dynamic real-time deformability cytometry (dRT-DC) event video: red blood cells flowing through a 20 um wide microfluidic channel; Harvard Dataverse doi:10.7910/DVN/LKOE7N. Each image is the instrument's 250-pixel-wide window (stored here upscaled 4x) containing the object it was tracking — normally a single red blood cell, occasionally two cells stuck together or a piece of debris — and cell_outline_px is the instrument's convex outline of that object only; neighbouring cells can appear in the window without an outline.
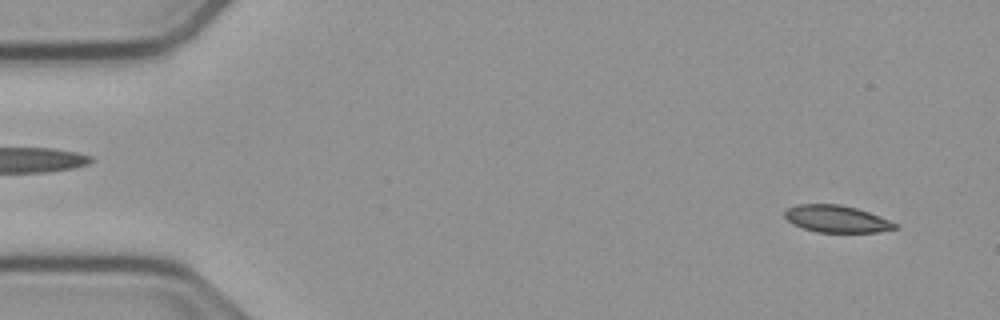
{"species": "common noctule bat (a hibernating species)", "species_latin": "Nyctalus noctula", "temperature_condition": "cold", "stored_images_in_passage": 54, "camera_frame_rate_fps": 3000, "um_per_image_px": 0.085, "animal": {"sex": "male", "body_mass_g": 23.1, "forearm_length_mm": 52.7}, "frame": {"image": 1, "passage_image": 3, "time_ms": 0.667, "image_size_px": [1000, 320], "cell_outline_px": [[900, 228], [880, 232], [816, 232], [792, 224], [784, 216], [784, 212], [788, 208], [796, 204], [840, 204], [856, 208], [880, 216], [900, 224]], "centroid_in_image_um": [71.15, 18.61], "position_along_channel_um": 13.8, "area_um2": 17.57}}
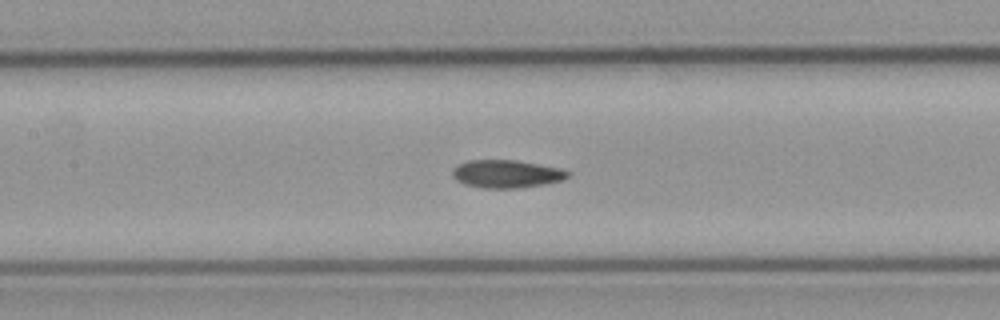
{"frame": {"image": 2, "passage_image": 24, "time_ms": 7.667, "image_size_px": [1000, 320], "cell_outline_px": [[572, 172], [564, 180], [544, 184], [520, 188], [480, 188], [464, 184], [456, 180], [452, 176], [452, 168], [468, 160], [516, 160], [560, 168]], "centroid_in_image_um": [43.05, 14.78], "position_along_channel_um": 164.3, "area_um2": 18.9}}
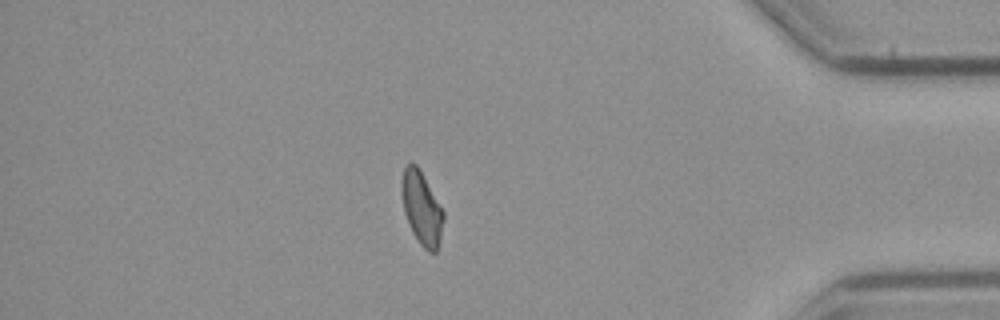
{"frame": {"image": 3, "passage_image": 46, "time_ms": 15.0, "image_size_px": [1000, 320], "cell_outline_px": [[444, 220], [440, 240], [436, 252], [428, 252], [420, 244], [412, 232], [408, 224], [404, 212], [400, 192], [400, 180], [404, 164], [416, 164], [420, 168], [444, 212]], "centroid_in_image_um": [35.81, 17.66], "position_along_channel_um": 399.4, "area_um2": 18.21}, "authors_computed_cell_mechanics": {"area_um2": 18.3804, "velocity_mm_per_s": 3.7553, "shape_relaxation_time_tau1_ms": null, "shape_relaxation_time_tau2_ms": 10.4343, "deformation_change_tau1": null, "deformation_change_tau2": 0.1428}}